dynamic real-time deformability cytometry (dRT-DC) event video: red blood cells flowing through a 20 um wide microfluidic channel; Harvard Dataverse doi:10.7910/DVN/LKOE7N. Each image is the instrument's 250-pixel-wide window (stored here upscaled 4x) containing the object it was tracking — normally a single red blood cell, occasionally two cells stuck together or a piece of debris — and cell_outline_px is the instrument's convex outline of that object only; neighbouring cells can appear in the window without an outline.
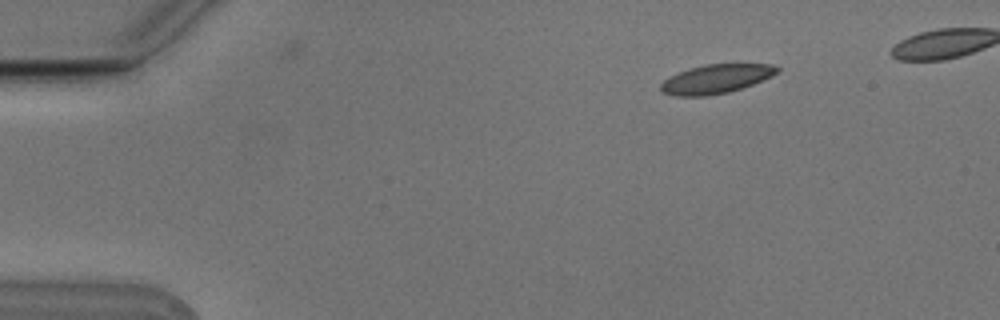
{"species": "Egyptian fruit bat (a non-hibernating species)", "species_latin": "Rousettus aegyptiacus", "temperature_condition": "cold", "stored_images_in_passage": 6, "camera_frame_rate_fps": 3000, "um_per_image_px": 0.085, "animal": {"sex": "male"}, "frame": {"image": 1, "passage_image": 1, "time_ms": 0.0, "image_size_px": [1000, 320], "cell_outline_px": [[780, 68], [772, 76], [752, 84], [728, 92], [708, 96], [676, 96], [660, 92], [660, 84], [664, 80], [680, 72], [692, 68], [708, 64], [772, 64]], "centroid_in_image_um": [60.85, 6.72], "position_along_channel_um": 24.2, "area_um2": 19.36}}
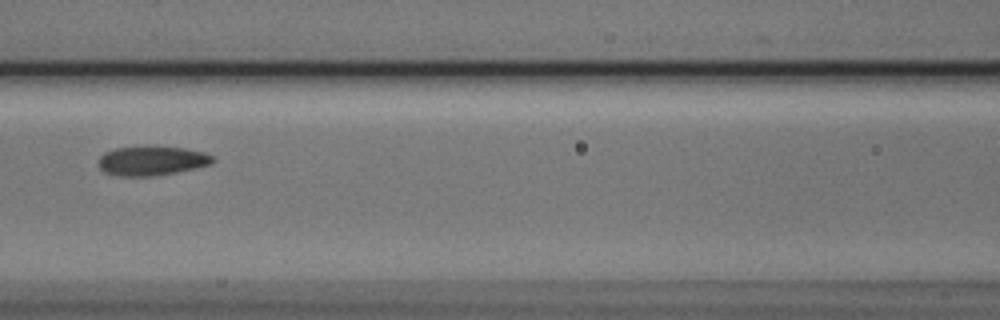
{"frame": {"image": 2, "passage_image": 6, "time_ms": 1.667, "image_size_px": [1000, 320], "cell_outline_px": [[216, 160], [212, 164], [176, 172], [152, 176], [120, 176], [104, 172], [100, 168], [100, 156], [104, 152], [116, 148], [184, 148], [204, 152], [212, 156]], "centroid_in_image_um": [12.92, 13.69], "position_along_channel_um": 153.7, "area_um2": 18.96}}